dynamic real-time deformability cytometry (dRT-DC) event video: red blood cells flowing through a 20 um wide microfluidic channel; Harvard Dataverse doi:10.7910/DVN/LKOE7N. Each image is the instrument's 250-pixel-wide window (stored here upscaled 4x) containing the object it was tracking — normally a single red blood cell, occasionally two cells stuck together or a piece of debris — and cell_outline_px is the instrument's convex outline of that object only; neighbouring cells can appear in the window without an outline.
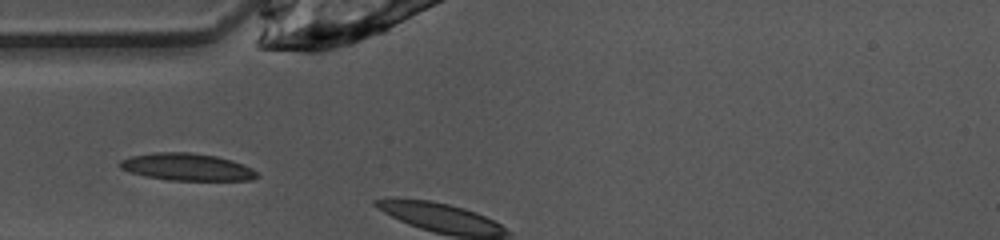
{"species": "common noctule bat (a hibernating species)", "species_latin": "Nyctalus noctula", "temperature_condition": "warm", "stored_images_in_passage": 2, "camera_frame_rate_fps": 3000, "um_per_image_px": 0.085, "animal": {"sex": "female", "body_mass_g": 10.0, "forearm_length_mm": 53.1}, "frame": {"image": 1, "passage_image": 1, "time_ms": 0.0, "image_size_px": [1000, 240], "cell_outline_px": [[260, 176], [252, 180], [168, 180], [144, 176], [120, 168], [120, 160], [132, 156], [152, 152], [192, 152], [216, 156], [232, 160], [252, 168]], "centroid_in_image_um": [15.91, 14.19], "position_along_channel_um": 69.1, "area_um2": 21.73}}